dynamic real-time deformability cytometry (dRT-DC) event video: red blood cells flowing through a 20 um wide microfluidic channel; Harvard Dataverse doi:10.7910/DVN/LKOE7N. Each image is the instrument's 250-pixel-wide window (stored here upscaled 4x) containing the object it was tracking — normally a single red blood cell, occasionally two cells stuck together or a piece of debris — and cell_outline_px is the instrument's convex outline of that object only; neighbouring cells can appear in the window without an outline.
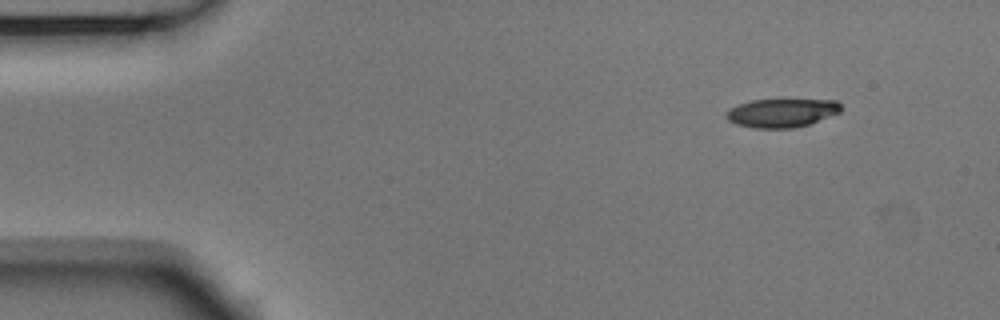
{"species": "Egyptian fruit bat (a non-hibernating species)", "species_latin": "Rousettus aegyptiacus", "temperature_condition": "room temperature", "stored_images_in_passage": 10, "camera_frame_rate_fps": 3000, "um_per_image_px": 0.085, "animal": {"sex": "male"}, "frame": {"image": 1, "passage_image": 1, "time_ms": 0.0, "image_size_px": [1000, 320], "cell_outline_px": [[840, 112], [808, 124], [796, 128], [752, 128], [736, 124], [728, 120], [728, 112], [732, 108], [740, 104], [752, 100], [836, 100], [840, 104]], "centroid_in_image_um": [66.46, 9.6], "position_along_channel_um": 18.5, "area_um2": 18.73}}